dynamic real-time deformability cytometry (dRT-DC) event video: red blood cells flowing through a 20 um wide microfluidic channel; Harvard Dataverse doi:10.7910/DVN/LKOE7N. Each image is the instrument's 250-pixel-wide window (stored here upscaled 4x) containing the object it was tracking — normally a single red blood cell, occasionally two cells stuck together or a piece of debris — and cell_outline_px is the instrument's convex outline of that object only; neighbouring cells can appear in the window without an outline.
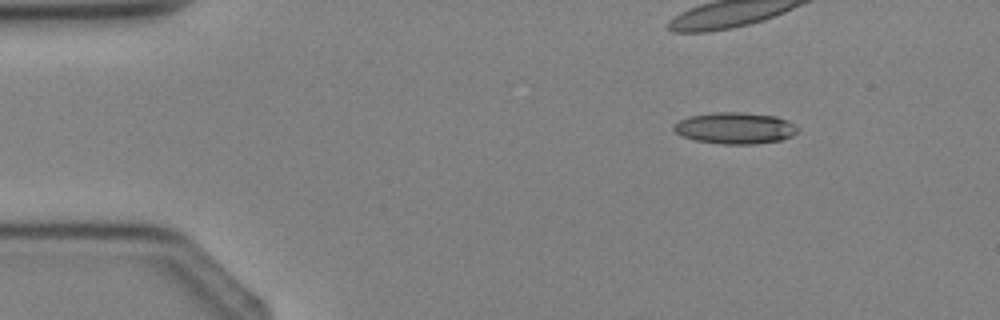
{"species": "Egyptian fruit bat (a non-hibernating species)", "species_latin": "Rousettus aegyptiacus", "temperature_condition": "cold", "stored_images_in_passage": 2, "camera_frame_rate_fps": 3000, "um_per_image_px": 0.085, "animal": {"sex": "female"}, "frame": {"image": 1, "passage_image": 1, "time_ms": 0.0, "image_size_px": [1000, 320], "cell_outline_px": [[800, 128], [792, 136], [780, 140], [756, 144], [720, 144], [696, 140], [684, 136], [676, 132], [672, 128], [672, 124], [688, 116], [716, 112], [740, 112], [776, 116], [788, 120]], "centroid_in_image_um": [62.49, 10.88], "position_along_channel_um": 22.5, "area_um2": 22.77}}